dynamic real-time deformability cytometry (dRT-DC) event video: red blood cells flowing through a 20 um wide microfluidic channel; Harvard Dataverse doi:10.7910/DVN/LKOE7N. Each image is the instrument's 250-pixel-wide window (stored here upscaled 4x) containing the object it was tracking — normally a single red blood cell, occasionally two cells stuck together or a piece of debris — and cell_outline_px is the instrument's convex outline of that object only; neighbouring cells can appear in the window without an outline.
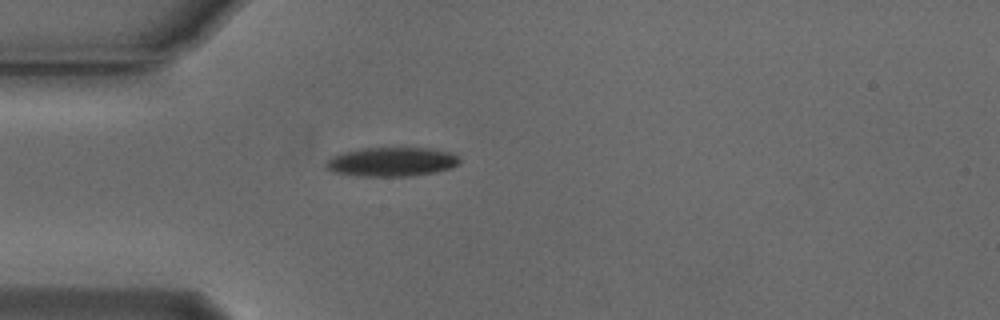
{"species": "Egyptian fruit bat (a non-hibernating species)", "species_latin": "Rousettus aegyptiacus", "temperature_condition": "cold", "stored_images_in_passage": 16, "camera_frame_rate_fps": 3000, "um_per_image_px": 0.085, "animal": {"sex": "male"}, "frame": {"image": 1, "passage_image": 1, "time_ms": 0.0, "image_size_px": [1000, 320], "cell_outline_px": [[460, 164], [452, 168], [412, 176], [364, 176], [332, 172], [324, 168], [324, 164], [332, 156], [344, 152], [364, 148], [428, 148], [452, 152], [460, 156]], "centroid_in_image_um": [33.32, 13.75], "position_along_channel_um": 51.7, "area_um2": 22.77}}
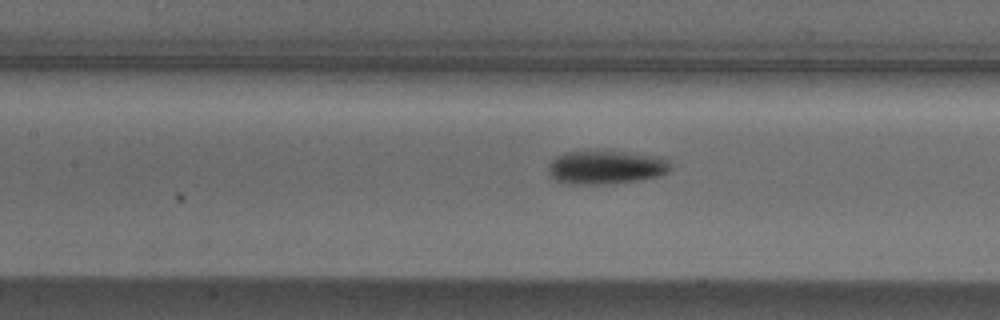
{"frame": {"image": 2, "passage_image": 10, "time_ms": 3.0, "image_size_px": [1000, 320], "cell_outline_px": [[672, 168], [668, 172], [660, 176], [640, 180], [608, 184], [568, 184], [556, 180], [548, 172], [548, 168], [552, 160], [556, 156], [564, 152], [604, 148], [632, 152], [656, 156], [668, 160], [672, 164]], "centroid_in_image_um": [51.52, 14.18], "position_along_channel_um": 155.9, "area_um2": 24.91}}
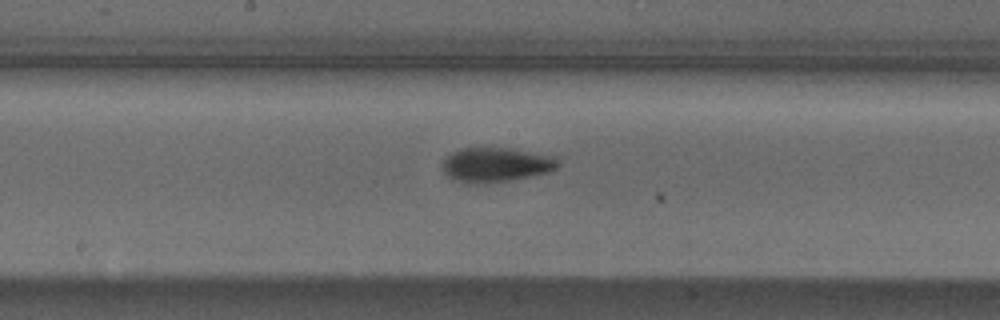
{"frame": {"image": 3, "passage_image": 14, "time_ms": 4.333, "image_size_px": [1000, 320], "cell_outline_px": [[560, 164], [556, 168], [548, 172], [532, 176], [484, 184], [476, 184], [456, 180], [448, 176], [444, 172], [444, 160], [452, 152], [460, 148], [512, 148], [556, 156]], "centroid_in_image_um": [42.2, 13.99], "position_along_channel_um": 206.0, "area_um2": 23.18}}